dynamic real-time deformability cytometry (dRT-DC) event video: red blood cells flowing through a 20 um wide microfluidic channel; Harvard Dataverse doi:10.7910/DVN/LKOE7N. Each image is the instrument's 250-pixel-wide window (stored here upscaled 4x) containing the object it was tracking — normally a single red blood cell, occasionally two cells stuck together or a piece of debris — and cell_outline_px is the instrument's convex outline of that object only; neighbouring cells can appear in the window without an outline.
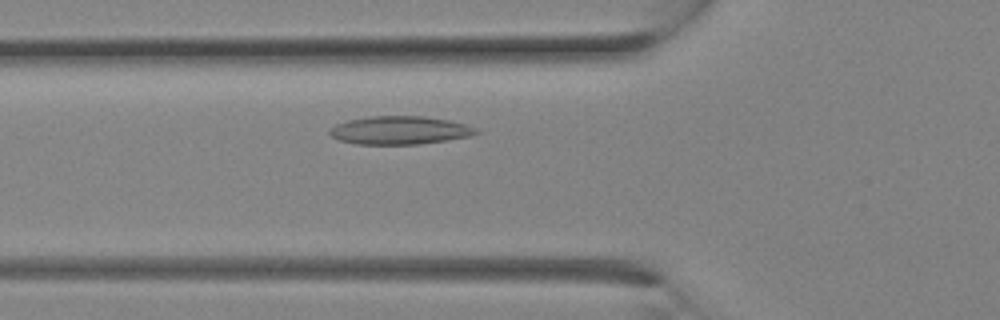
{"species": "Egyptian fruit bat (a non-hibernating species)", "species_latin": "Rousettus aegyptiacus", "temperature_condition": "room temperature", "stored_images_in_passage": 8, "camera_frame_rate_fps": 3000, "um_per_image_px": 0.085, "animal": {"sex": "female"}, "frame": {"image": 1, "passage_image": 6, "time_ms": 1.667, "image_size_px": [1000, 320], "cell_outline_px": [[480, 132], [468, 136], [448, 140], [416, 144], [356, 144], [340, 140], [332, 136], [328, 132], [336, 124], [348, 120], [372, 116], [424, 116], [448, 120], [464, 124], [476, 128]], "centroid_in_image_um": [33.97, 11.07], "position_along_channel_um": 91.8, "area_um2": 23.81}}
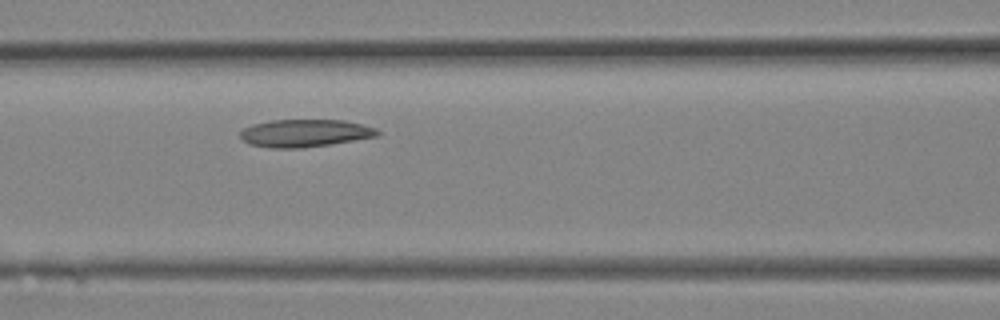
{"frame": {"image": 2, "passage_image": 8, "time_ms": 2.333, "image_size_px": [1000, 320], "cell_outline_px": [[380, 132], [376, 136], [332, 144], [304, 148], [268, 148], [248, 144], [240, 136], [240, 132], [244, 128], [252, 124], [272, 120], [344, 120], [364, 124], [376, 128]], "centroid_in_image_um": [25.91, 11.32], "position_along_channel_um": 140.7, "area_um2": 22.2}}